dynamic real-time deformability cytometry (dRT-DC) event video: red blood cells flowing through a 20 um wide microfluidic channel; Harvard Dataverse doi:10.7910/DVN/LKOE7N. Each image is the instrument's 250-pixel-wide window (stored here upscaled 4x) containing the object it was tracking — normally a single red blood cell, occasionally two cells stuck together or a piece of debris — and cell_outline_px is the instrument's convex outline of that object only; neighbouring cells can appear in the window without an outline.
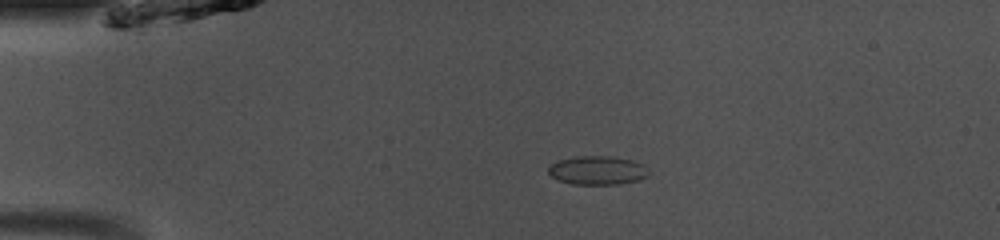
{"species": "common noctule bat (a hibernating species)", "species_latin": "Nyctalus noctula", "temperature_condition": "room temperature", "stored_images_in_passage": 40, "camera_frame_rate_fps": 3000, "um_per_image_px": 0.085, "animal": {"sex": "male", "body_mass_g": 13.0, "forearm_length_mm": 53.1}, "frame": {"image": 1, "passage_image": 2, "time_ms": 0.333, "image_size_px": [1000, 240], "cell_outline_px": [[648, 176], [640, 180], [620, 184], [572, 184], [556, 180], [548, 172], [548, 168], [552, 164], [560, 160], [580, 156], [612, 156], [632, 160], [644, 164], [648, 172]], "centroid_in_image_um": [50.81, 14.49], "position_along_channel_um": 34.2, "area_um2": 16.82}}
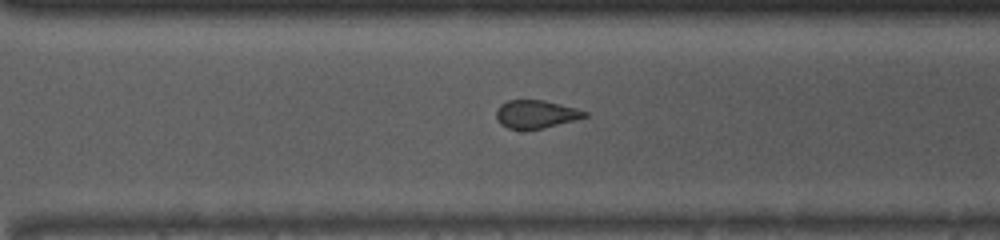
{"frame": {"image": 2, "passage_image": 26, "time_ms": 8.333, "image_size_px": [1000, 240], "cell_outline_px": [[588, 116], [544, 128], [508, 128], [500, 124], [496, 120], [496, 112], [500, 104], [508, 100], [544, 100], [576, 108], [588, 112]], "centroid_in_image_um": [45.54, 9.69], "position_along_channel_um": 325.1, "area_um2": 14.28}}
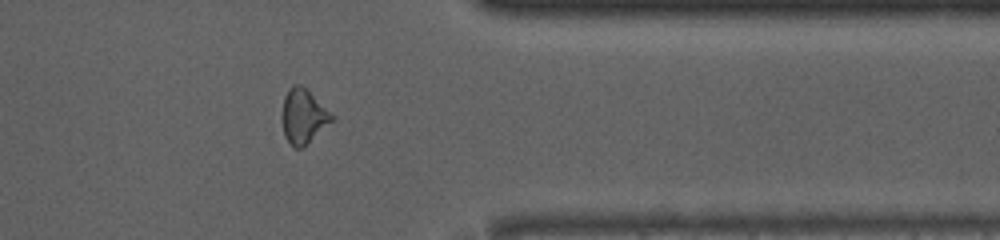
{"frame": {"image": 3, "passage_image": 31, "time_ms": 10.0, "image_size_px": [1000, 240], "cell_outline_px": [[332, 120], [300, 148], [296, 148], [284, 136], [284, 96], [288, 88], [292, 84], [296, 84], [304, 88], [332, 116]], "centroid_in_image_um": [25.73, 9.87], "position_along_channel_um": 385.7, "area_um2": 14.39}, "authors_computed_cell_mechanics": {"area_um2": 15.4904, "velocity_mm_per_s": 4.1109, "shape_relaxation_time_tau1_ms": null, "shape_relaxation_time_tau2_ms": 1.1331, "deformation_change_tau1": null, "deformation_change_tau2": 0.0609}}